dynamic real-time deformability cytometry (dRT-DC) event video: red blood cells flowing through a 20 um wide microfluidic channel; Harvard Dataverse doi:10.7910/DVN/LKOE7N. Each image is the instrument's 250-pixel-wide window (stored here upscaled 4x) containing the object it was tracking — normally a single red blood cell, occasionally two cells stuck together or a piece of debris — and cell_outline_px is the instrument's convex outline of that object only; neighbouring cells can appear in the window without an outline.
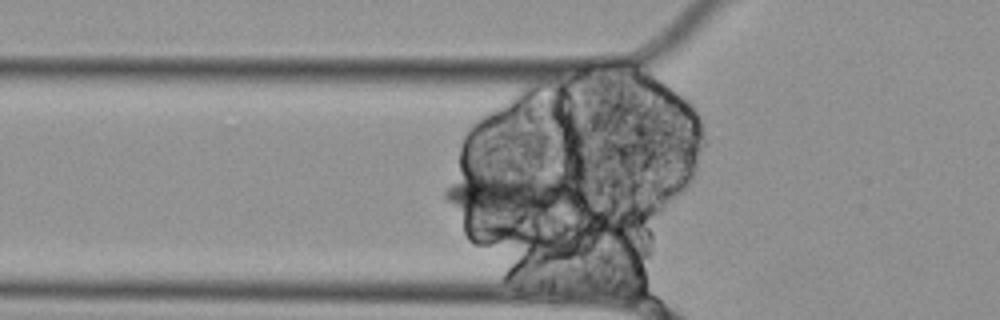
{"species": "Egyptian fruit bat (a non-hibernating species)", "species_latin": "Rousettus aegyptiacus", "temperature_condition": "cold", "stored_images_in_passage": 12, "segment_of_instrument_passage": [1, 2], "camera_frame_rate_fps": 3000, "um_per_image_px": 0.085, "animal": {"sex": "female"}, "frame": {"image": 1, "passage_image": 7, "time_ms": 2.0, "image_size_px": [1000, 320], "cell_outline_px": [[584, 200], [520, 228], [464, 212], [444, 200], [444, 188], [448, 184], [480, 168], [556, 172], [580, 192], [584, 196]], "centroid_in_image_um": [43.5, 16.58], "position_along_channel_um": 82.3, "area_um2": 41.15}}